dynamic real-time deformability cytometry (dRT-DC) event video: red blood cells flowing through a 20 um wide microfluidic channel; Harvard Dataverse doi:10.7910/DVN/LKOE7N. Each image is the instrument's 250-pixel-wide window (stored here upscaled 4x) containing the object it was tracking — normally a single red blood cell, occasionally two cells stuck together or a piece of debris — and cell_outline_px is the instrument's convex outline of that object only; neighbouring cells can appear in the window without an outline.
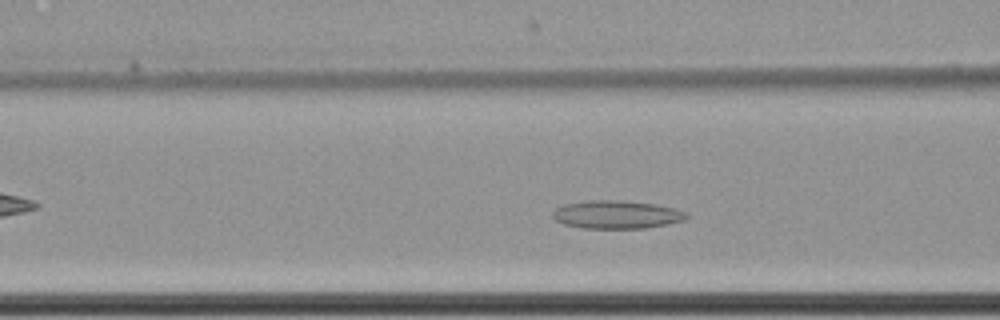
{"species": "common noctule bat (a hibernating species)", "species_latin": "Nyctalus noctula", "temperature_condition": "cold", "stored_images_in_passage": 46, "camera_frame_rate_fps": 3000, "um_per_image_px": 0.085, "animal": {"sex": "female", "body_mass_g": 22.7, "forearm_length_mm": 54.2}, "frame": {"image": 1, "passage_image": 14, "time_ms": 4.333, "image_size_px": [1000, 320], "cell_outline_px": [[692, 216], [684, 220], [668, 224], [648, 228], [584, 228], [564, 224], [556, 220], [552, 216], [552, 212], [556, 208], [564, 204], [588, 200], [620, 200], [656, 204], [676, 208], [688, 212]], "centroid_in_image_um": [52.47, 18.23], "position_along_channel_um": 114.1, "area_um2": 22.2}}
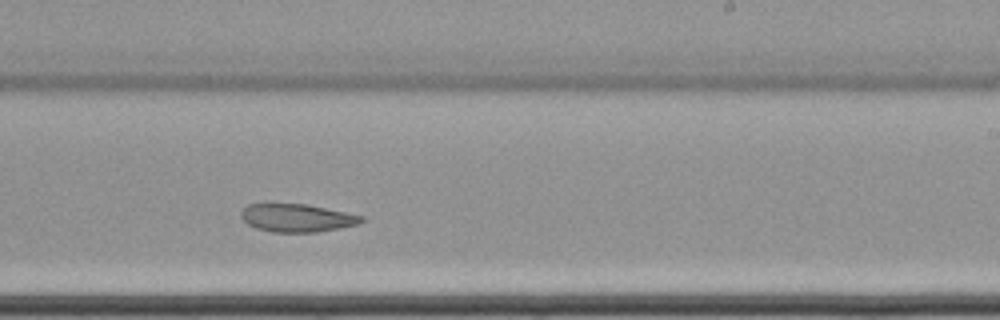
{"frame": {"image": 2, "passage_image": 27, "time_ms": 8.667, "image_size_px": [1000, 320], "cell_outline_px": [[364, 220], [360, 224], [316, 232], [272, 232], [256, 228], [248, 224], [240, 216], [240, 212], [248, 204], [264, 200], [308, 204], [364, 216]], "centroid_in_image_um": [25.17, 18.47], "position_along_channel_um": 263.8, "area_um2": 20.46}}
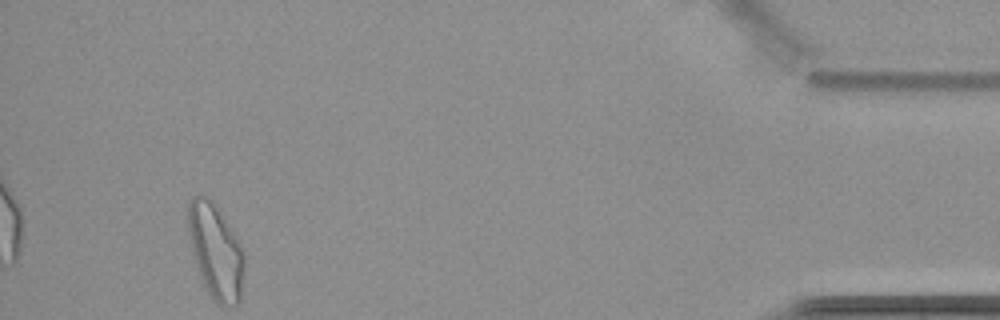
{"frame": {"image": 3, "passage_image": 46, "time_ms": 15.0, "image_size_px": [1000, 320], "cell_outline_px": [[244, 272], [240, 304], [216, 304], [212, 300], [200, 280], [188, 232], [184, 212], [192, 196], [204, 196], [212, 200], [240, 244], [244, 252]], "centroid_in_image_um": [18.3, 21.37], "position_along_channel_um": 416.9, "area_um2": 31.21}, "authors_computed_cell_mechanics": {"area_um2": 22.8021, "velocity_mm_per_s": 3.4563, "shape_relaxation_time_tau1_ms": null, "shape_relaxation_time_tau2_ms": 7.3024, "deformation_change_tau1": null, "deformation_change_tau2": 0.1243}}